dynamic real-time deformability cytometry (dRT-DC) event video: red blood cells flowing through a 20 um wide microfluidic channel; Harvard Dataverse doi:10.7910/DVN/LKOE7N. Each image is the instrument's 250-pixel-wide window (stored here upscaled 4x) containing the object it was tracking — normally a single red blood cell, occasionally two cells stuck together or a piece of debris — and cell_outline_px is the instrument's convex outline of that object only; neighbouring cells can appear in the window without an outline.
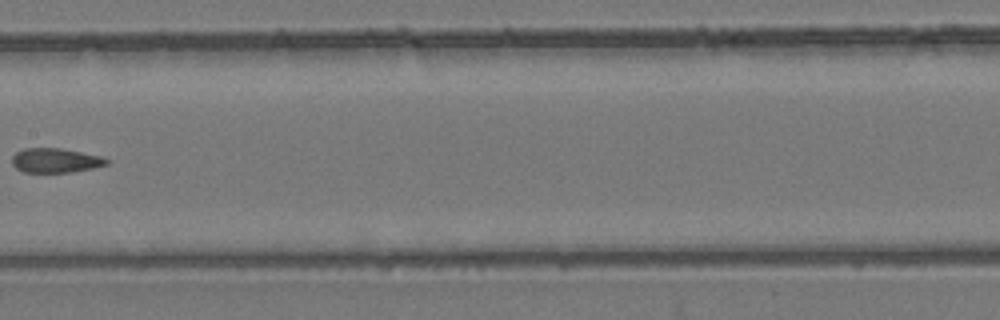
{"species": "common noctule bat (a hibernating species)", "species_latin": "Nyctalus noctula", "temperature_condition": "room temperature", "stored_images_in_passage": 10, "camera_frame_rate_fps": 3000, "um_per_image_px": 0.085, "animal": {"sex": "female", "body_mass_g": 24.6, "forearm_length_mm": 56.2}, "frame": {"image": 1, "passage_image": 9, "time_ms": 9.333, "image_size_px": [1000, 320], "cell_outline_px": [[108, 164], [92, 168], [72, 172], [24, 172], [16, 168], [12, 164], [12, 156], [16, 152], [24, 148], [56, 148], [80, 152], [100, 156], [108, 160]], "centroid_in_image_um": [4.67, 13.64], "position_along_channel_um": 202.7, "area_um2": 13.29}}
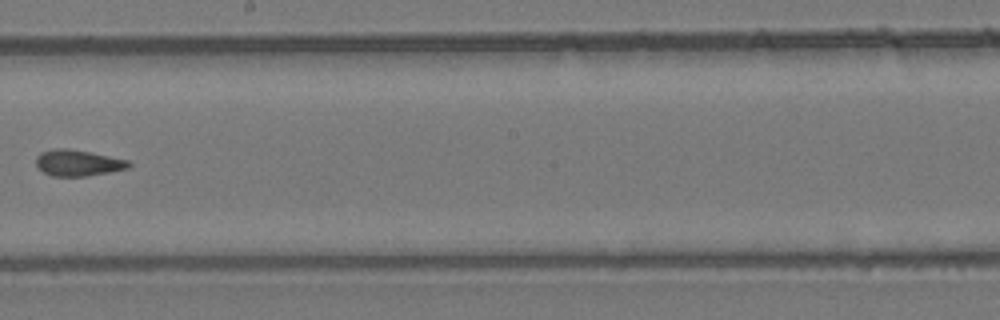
{"frame": {"image": 2, "passage_image": 10, "time_ms": 10.333, "image_size_px": [1000, 320], "cell_outline_px": [[132, 164], [128, 168], [88, 176], [52, 176], [36, 168], [36, 156], [40, 152], [52, 148], [68, 148], [128, 160]], "centroid_in_image_um": [6.57, 13.84], "position_along_channel_um": 241.6, "area_um2": 14.16}}